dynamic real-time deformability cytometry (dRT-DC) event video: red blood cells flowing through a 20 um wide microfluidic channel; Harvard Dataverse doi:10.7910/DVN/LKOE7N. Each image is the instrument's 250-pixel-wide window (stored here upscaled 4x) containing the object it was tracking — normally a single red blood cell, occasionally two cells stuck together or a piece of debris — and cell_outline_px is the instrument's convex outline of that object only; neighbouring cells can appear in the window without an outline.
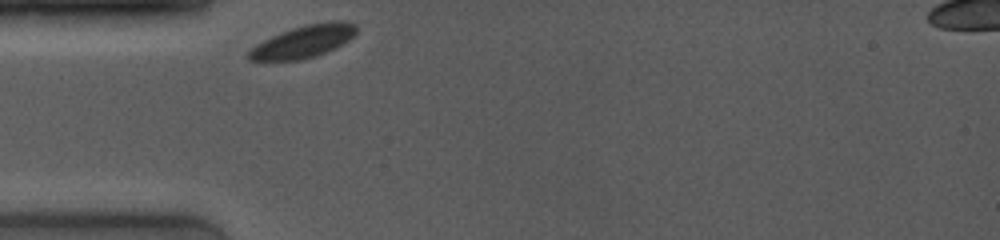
{"species": "common noctule bat (a hibernating species)", "species_latin": "Nyctalus noctula", "temperature_condition": "room temperature", "stored_images_in_passage": 18, "camera_frame_rate_fps": 4000, "um_per_image_px": 0.085, "animal": {"sex": "female", "body_mass_g": 19.0, "forearm_length_mm": 53.3}, "frame": {"image": 1, "passage_image": 1, "time_ms": 0.0, "image_size_px": [1000, 240], "cell_outline_px": [[356, 32], [348, 40], [324, 52], [300, 60], [248, 60], [244, 56], [256, 44], [280, 32], [304, 24], [336, 20], [348, 20], [356, 24]], "centroid_in_image_um": [25.77, 3.5], "position_along_channel_um": 59.2, "area_um2": 20.11}}